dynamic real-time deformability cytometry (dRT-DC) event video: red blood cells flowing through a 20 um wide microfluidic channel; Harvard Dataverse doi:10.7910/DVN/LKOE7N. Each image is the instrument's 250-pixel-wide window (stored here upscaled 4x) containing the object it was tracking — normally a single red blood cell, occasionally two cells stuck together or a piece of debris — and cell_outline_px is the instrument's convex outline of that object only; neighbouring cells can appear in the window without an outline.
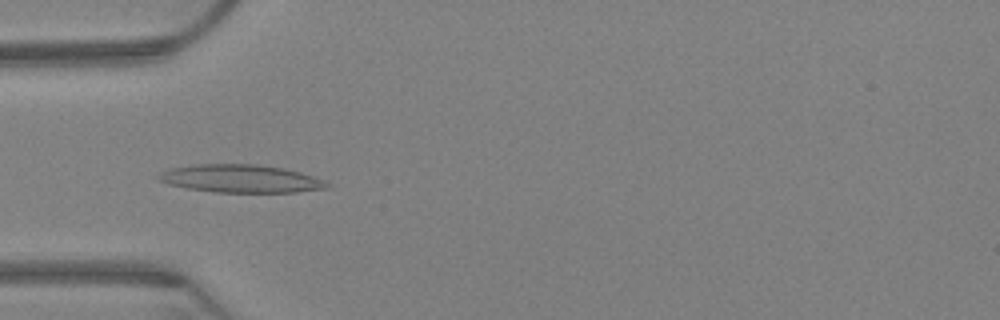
{"species": "Egyptian fruit bat (a non-hibernating species)", "species_latin": "Rousettus aegyptiacus", "temperature_condition": "warm", "stored_images_in_passage": 63, "camera_frame_rate_fps": 3000, "um_per_image_px": 0.085, "animal": {"sex": "female"}, "frame": {"image": 1, "passage_image": 19, "time_ms": 6.0, "image_size_px": [1000, 320], "cell_outline_px": [[332, 184], [328, 188], [296, 192], [216, 192], [188, 188], [168, 184], [160, 180], [156, 176], [160, 172], [168, 168], [196, 164], [256, 164], [284, 168], [300, 172], [324, 180]], "centroid_in_image_um": [20.46, 15.18], "position_along_channel_um": 64.5, "area_um2": 27.46}}
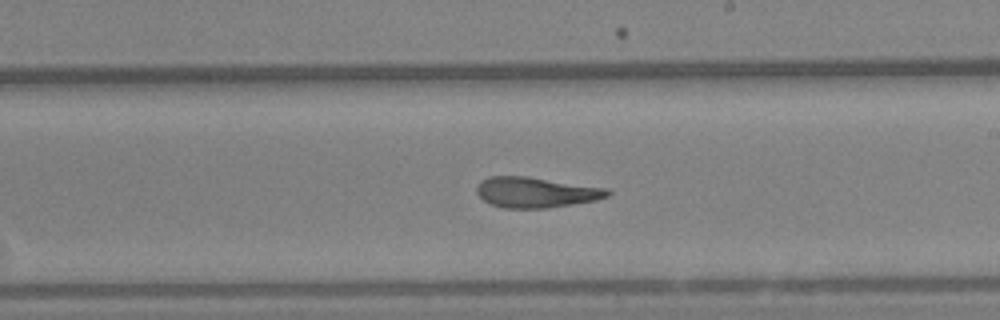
{"frame": {"image": 2, "passage_image": 36, "time_ms": 11.667, "image_size_px": [1000, 320], "cell_outline_px": [[612, 192], [608, 196], [596, 200], [548, 208], [504, 208], [492, 204], [484, 200], [476, 192], [476, 188], [480, 180], [488, 176], [528, 176], [608, 188]], "centroid_in_image_um": [45.55, 16.34], "position_along_channel_um": 243.4, "area_um2": 23.35}}
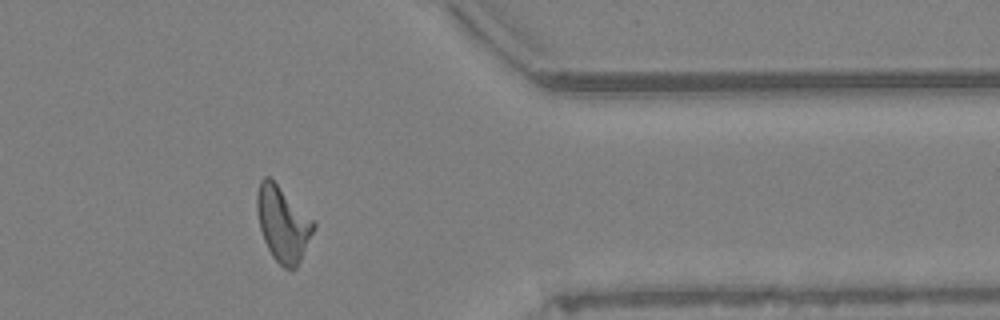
{"frame": {"image": 3, "passage_image": 51, "time_ms": 16.667, "image_size_px": [1000, 320], "cell_outline_px": [[316, 228], [296, 268], [292, 272], [284, 268], [272, 256], [264, 240], [260, 228], [256, 208], [256, 196], [260, 180], [264, 176], [268, 176], [316, 224]], "centroid_in_image_um": [24.03, 19.07], "position_along_channel_um": 387.4, "area_um2": 24.33}, "authors_computed_cell_mechanics": {"area_um2": 23.9292, "velocity_mm_per_s": 3.1879, "shape_relaxation_time_tau1_ms": 11.1416, "shape_relaxation_time_tau2_ms": 3.6133, "deformation_change_tau1": 0.3007, "deformation_change_tau2": 0.1405}}